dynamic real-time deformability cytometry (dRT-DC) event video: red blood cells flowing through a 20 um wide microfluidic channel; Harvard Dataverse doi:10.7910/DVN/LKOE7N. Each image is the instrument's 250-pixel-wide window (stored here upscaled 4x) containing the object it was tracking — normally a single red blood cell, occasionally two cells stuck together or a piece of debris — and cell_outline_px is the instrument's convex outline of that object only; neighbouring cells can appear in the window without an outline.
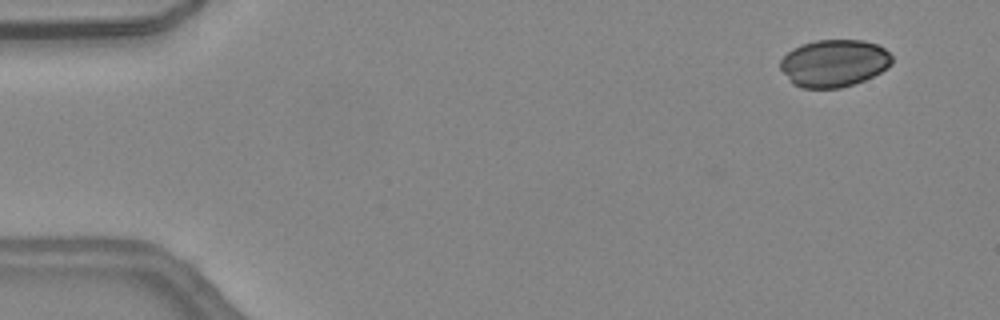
{"species": "common noctule bat (a hibernating species)", "species_latin": "Nyctalus noctula", "temperature_condition": "warm", "stored_images_in_passage": 13, "camera_frame_rate_fps": 3000, "um_per_image_px": 0.085, "animal": {"sex": "female", "body_mass_g": 24.6, "forearm_length_mm": 56.2}, "frame": {"image": 1, "passage_image": 1, "time_ms": 0.0, "image_size_px": [1000, 320], "cell_outline_px": [[892, 64], [888, 68], [864, 80], [840, 88], [804, 88], [792, 84], [780, 68], [780, 60], [792, 48], [816, 40], [864, 40], [876, 44], [884, 48], [892, 56]], "centroid_in_image_um": [70.89, 5.37], "position_along_channel_um": 14.1, "area_um2": 30.75}}